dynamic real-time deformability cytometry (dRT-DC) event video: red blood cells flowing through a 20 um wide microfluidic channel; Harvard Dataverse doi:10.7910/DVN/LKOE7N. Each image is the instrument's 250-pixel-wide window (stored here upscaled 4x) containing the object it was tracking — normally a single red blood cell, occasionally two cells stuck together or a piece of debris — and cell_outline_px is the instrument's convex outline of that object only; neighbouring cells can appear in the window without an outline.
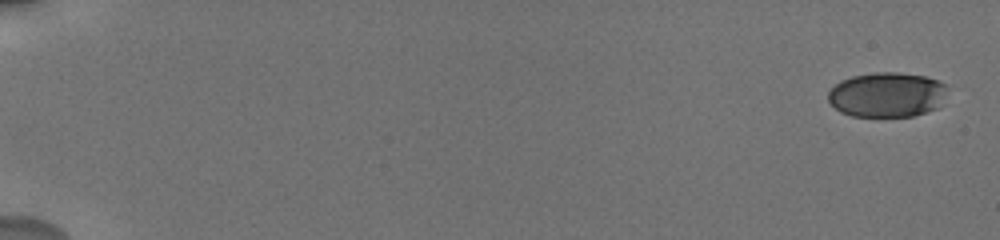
{"species": "human", "species_latin": "Homo sapiens", "temperature_condition": "cold", "stored_images_in_passage": 26, "camera_frame_rate_fps": 3000, "um_per_image_px": 0.085, "donor": {"sex": "male"}, "frame": {"image": 1, "passage_image": 1, "time_ms": 0.0, "image_size_px": [1000, 240], "cell_outline_px": [[944, 84], [940, 108], [912, 116], [852, 116], [840, 112], [828, 100], [828, 92], [840, 80], [852, 76], [876, 72], [896, 72], [924, 76], [936, 80]], "centroid_in_image_um": [75.35, 8.05], "position_along_channel_um": 9.7, "area_um2": 30.87}}
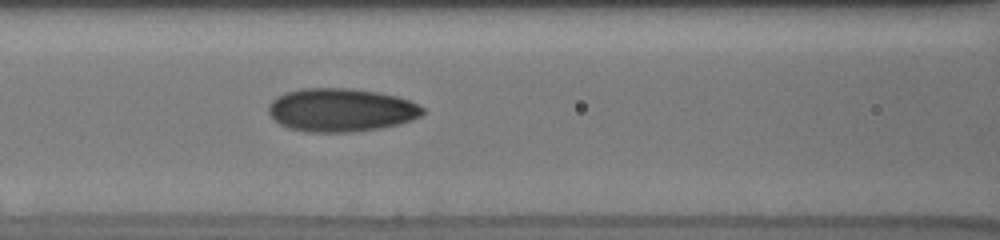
{"frame": {"image": 2, "passage_image": 21, "time_ms": 8.667, "image_size_px": [1000, 240], "cell_outline_px": [[424, 112], [420, 116], [412, 120], [400, 124], [380, 128], [348, 132], [304, 132], [288, 128], [280, 124], [268, 112], [268, 104], [276, 96], [284, 92], [300, 88], [348, 88], [376, 92], [396, 96], [408, 100], [424, 108]], "centroid_in_image_um": [28.95, 9.35], "position_along_channel_um": 137.7, "area_um2": 39.02}}
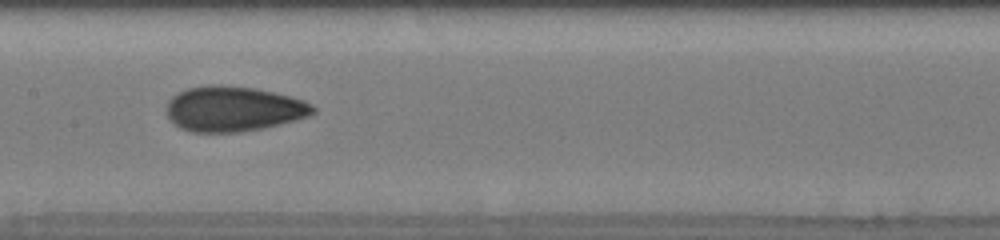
{"frame": {"image": 3, "passage_image": 25, "time_ms": 10.0, "image_size_px": [1000, 240], "cell_outline_px": [[316, 112], [308, 116], [296, 120], [264, 128], [240, 132], [192, 132], [180, 128], [168, 116], [168, 100], [176, 92], [188, 88], [208, 84], [220, 84], [256, 88], [304, 100], [312, 104], [316, 108]], "centroid_in_image_um": [19.85, 9.24], "position_along_channel_um": 187.5, "area_um2": 38.67}}